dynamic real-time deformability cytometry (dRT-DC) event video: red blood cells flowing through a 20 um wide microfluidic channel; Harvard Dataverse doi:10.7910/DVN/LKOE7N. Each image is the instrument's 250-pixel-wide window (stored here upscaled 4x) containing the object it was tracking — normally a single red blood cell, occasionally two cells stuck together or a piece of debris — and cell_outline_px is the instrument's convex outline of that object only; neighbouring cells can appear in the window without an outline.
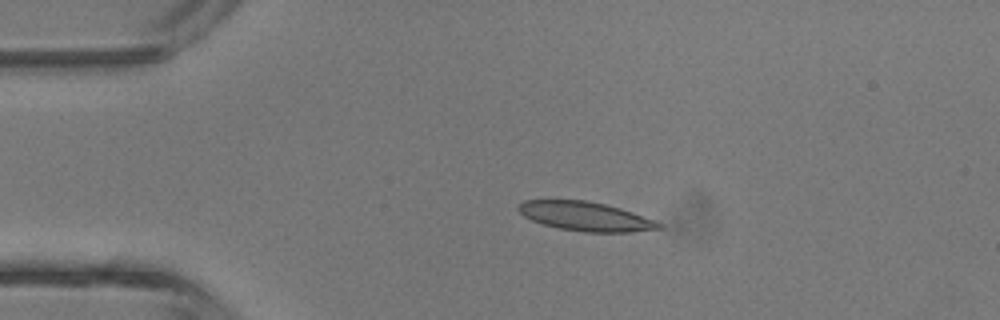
{"species": "common noctule bat (a hibernating species)", "species_latin": "Nyctalus noctula", "temperature_condition": "room temperature", "stored_images_in_passage": 2, "camera_frame_rate_fps": 3000, "um_per_image_px": 0.085, "animal": {"sex": "male", "body_mass_g": 13.3}, "frame": {"image": 1, "passage_image": 1, "time_ms": 0.0, "image_size_px": [1000, 320], "cell_outline_px": [[664, 228], [632, 232], [584, 232], [560, 228], [544, 224], [532, 220], [524, 216], [516, 208], [516, 204], [524, 200], [584, 200], [604, 204], [620, 208], [656, 220], [664, 224]], "centroid_in_image_um": [49.79, 18.39], "position_along_channel_um": 35.2, "area_um2": 23.87}}